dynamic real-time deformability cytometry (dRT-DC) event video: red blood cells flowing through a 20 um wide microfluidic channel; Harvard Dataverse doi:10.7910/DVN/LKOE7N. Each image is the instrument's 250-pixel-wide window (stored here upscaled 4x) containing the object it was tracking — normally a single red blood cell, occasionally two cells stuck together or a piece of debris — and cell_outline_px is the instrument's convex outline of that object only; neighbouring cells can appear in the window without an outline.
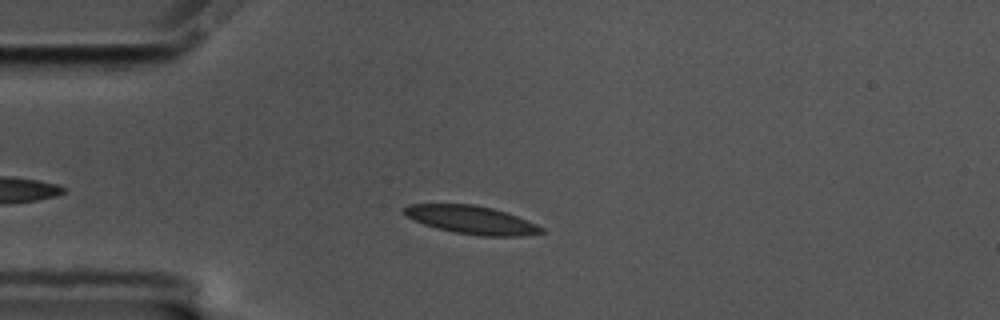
{"species": "common noctule bat (a hibernating species)", "species_latin": "Nyctalus noctula", "temperature_condition": "cold", "stored_images_in_passage": 49, "camera_frame_rate_fps": 3000, "um_per_image_px": 0.085, "animal": {"sex": "male", "body_mass_g": 17.5, "forearm_length_mm": 52.3}, "frame": {"image": 1, "passage_image": 10, "time_ms": 3.0, "image_size_px": [1000, 320], "cell_outline_px": [[544, 232], [520, 236], [484, 236], [456, 232], [436, 228], [424, 224], [404, 216], [400, 208], [408, 204], [472, 204], [492, 208], [516, 216], [536, 224], [544, 228]], "centroid_in_image_um": [40.0, 18.68], "position_along_channel_um": 45.0, "area_um2": 22.43}}
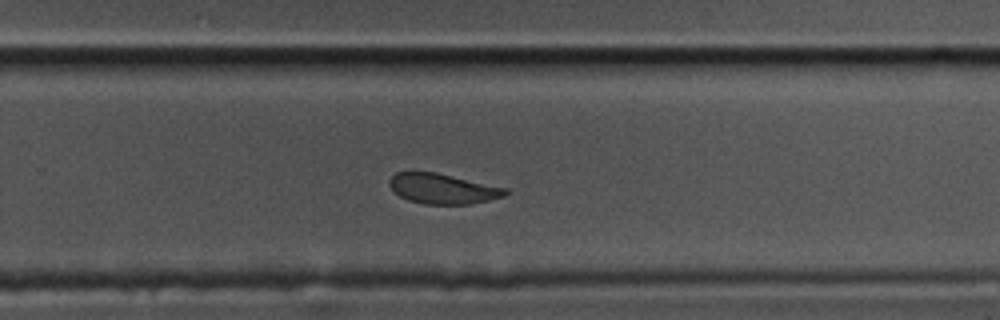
{"frame": {"image": 2, "passage_image": 33, "time_ms": 10.667, "image_size_px": [1000, 320], "cell_outline_px": [[508, 192], [504, 196], [472, 204], [424, 204], [408, 200], [400, 196], [388, 184], [388, 180], [396, 172], [412, 168], [436, 172], [508, 188]], "centroid_in_image_um": [37.57, 16.0], "position_along_channel_um": 292.2, "area_um2": 20.92}}
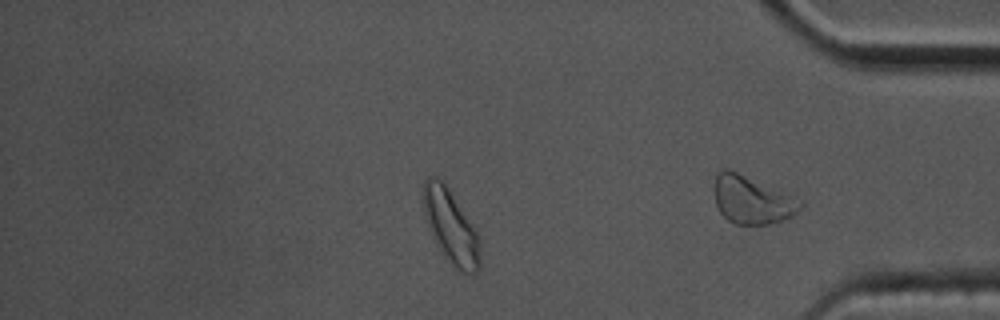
{"frame": {"image": 3, "passage_image": 40, "time_ms": 13.0, "image_size_px": [1000, 320], "cell_outline_px": [[480, 268], [476, 272], [460, 272], [452, 264], [432, 236], [424, 212], [424, 180], [428, 176], [436, 176], [444, 180], [476, 232], [480, 240]], "centroid_in_image_um": [38.33, 19.22], "position_along_channel_um": 396.9, "area_um2": 23.76}, "authors_computed_cell_mechanics": {"area_um2": 22.0796, "velocity_mm_per_s": 3.4613, "shape_relaxation_time_tau1_ms": 4.3327, "shape_relaxation_time_tau2_ms": 1.0546, "deformation_change_tau1": 0.1056, "deformation_change_tau2": 0.0659}}